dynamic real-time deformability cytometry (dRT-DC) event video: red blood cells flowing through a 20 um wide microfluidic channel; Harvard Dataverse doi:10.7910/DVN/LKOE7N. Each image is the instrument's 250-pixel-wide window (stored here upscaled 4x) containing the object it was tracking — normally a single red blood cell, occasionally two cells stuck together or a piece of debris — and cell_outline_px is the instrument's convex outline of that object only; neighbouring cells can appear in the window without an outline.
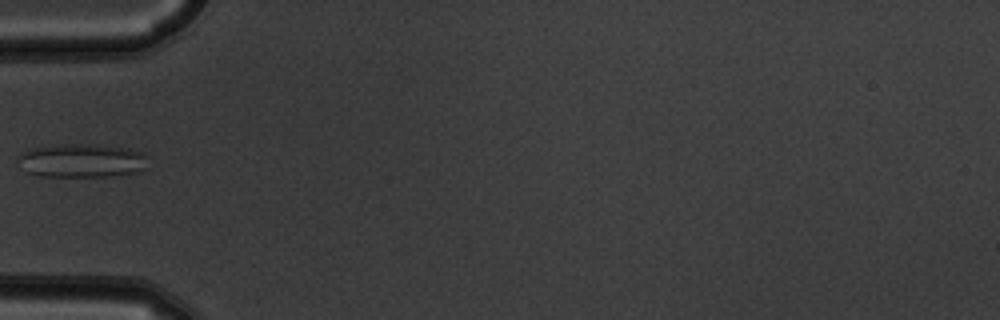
{"species": "common noctule bat (a hibernating species)", "species_latin": "Nyctalus noctula", "temperature_condition": "warm", "stored_images_in_passage": 5, "camera_frame_rate_fps": 3000, "um_per_image_px": 0.085, "animal": {"sex": "male", "body_mass_g": 19.5, "forearm_length_mm": 54.6}, "frame": {"image": 1, "passage_image": 5, "time_ms": 1.333, "image_size_px": [1000, 320], "cell_outline_px": [[144, 168], [140, 172], [108, 176], [40, 176], [24, 172], [16, 160], [16, 156], [32, 148], [56, 144], [92, 144], [128, 148], [144, 152]], "centroid_in_image_um": [6.87, 13.65], "position_along_channel_um": 78.1, "area_um2": 25.66}}